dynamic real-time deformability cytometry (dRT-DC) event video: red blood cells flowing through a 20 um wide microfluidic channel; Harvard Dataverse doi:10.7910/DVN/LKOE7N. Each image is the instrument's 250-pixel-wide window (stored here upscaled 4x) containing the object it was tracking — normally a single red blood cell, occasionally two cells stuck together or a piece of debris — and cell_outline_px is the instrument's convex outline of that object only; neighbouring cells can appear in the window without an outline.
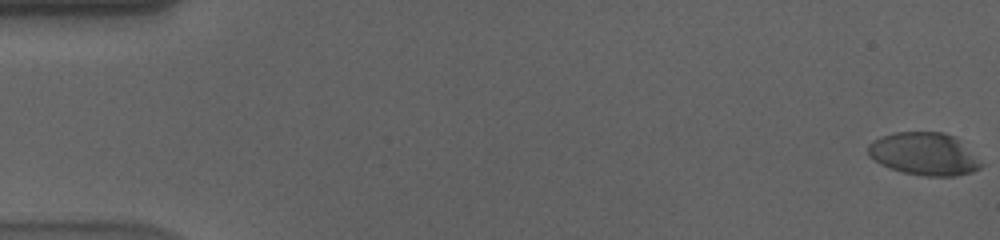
{"species": "human", "species_latin": "Homo sapiens", "temperature_condition": "cold", "stored_images_in_passage": 58, "camera_frame_rate_fps": 3000, "um_per_image_px": 0.085, "donor": {"sex": "male"}, "frame": {"image": 1, "passage_image": 1, "time_ms": 0.0, "image_size_px": [1000, 240], "cell_outline_px": [[984, 164], [980, 168], [972, 172], [956, 176], [924, 176], [904, 172], [888, 168], [880, 164], [868, 156], [868, 144], [872, 140], [896, 132], [944, 132], [956, 136]], "centroid_in_image_um": [78.56, 13.09], "position_along_channel_um": 6.4, "area_um2": 28.26}}
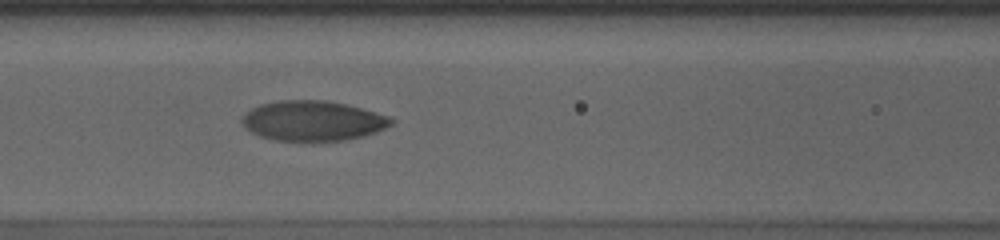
{"frame": {"image": 2, "passage_image": 26, "time_ms": 8.333, "image_size_px": [1000, 240], "cell_outline_px": [[396, 120], [392, 124], [376, 132], [364, 136], [344, 140], [312, 144], [272, 140], [260, 136], [244, 128], [240, 120], [244, 112], [260, 104], [276, 100], [324, 100], [344, 104], [376, 112], [388, 116]], "centroid_in_image_um": [26.54, 10.31], "position_along_channel_um": 140.1, "area_um2": 35.84}}
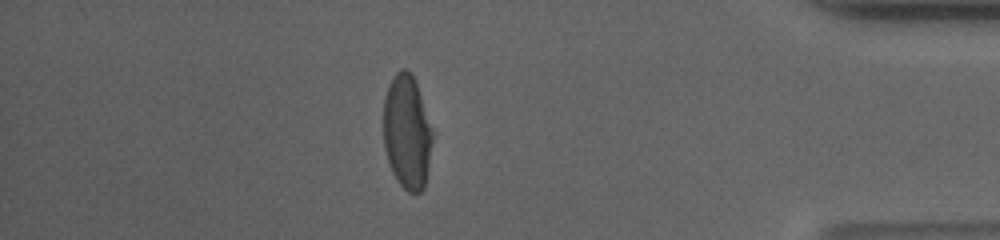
{"frame": {"image": 3, "passage_image": 51, "time_ms": 16.667, "image_size_px": [1000, 240], "cell_outline_px": [[432, 140], [428, 168], [424, 188], [420, 192], [408, 192], [396, 180], [392, 172], [384, 148], [384, 96], [388, 84], [396, 72], [400, 68], [404, 68], [412, 72], [432, 132]], "centroid_in_image_um": [34.57, 11.22], "position_along_channel_um": 400.6, "area_um2": 32.31}, "authors_computed_cell_mechanics": {"area_um2": 34.1598, "velocity_mm_per_s": 3.5768, "shape_relaxation_time_tau1_ms": 4.4455, "shape_relaxation_time_tau2_ms": 1.3008, "deformation_change_tau1": 0.1906, "deformation_change_tau2": 0.0524}}